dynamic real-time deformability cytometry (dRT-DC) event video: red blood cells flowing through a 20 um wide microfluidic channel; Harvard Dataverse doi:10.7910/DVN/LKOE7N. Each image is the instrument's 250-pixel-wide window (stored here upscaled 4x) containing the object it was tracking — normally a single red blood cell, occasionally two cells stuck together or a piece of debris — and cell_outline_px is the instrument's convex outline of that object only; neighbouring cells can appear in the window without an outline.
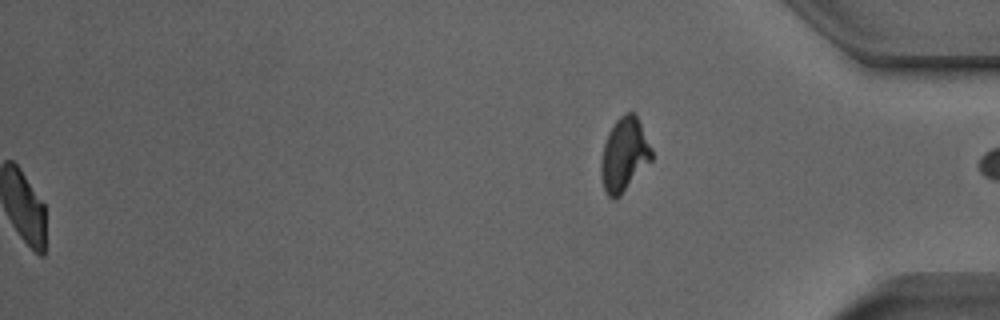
{"species": "Egyptian fruit bat (a non-hibernating species)", "species_latin": "Rousettus aegyptiacus", "temperature_condition": "room temperature", "stored_images_in_passage": 49, "segment_of_instrument_passage": [2, 2], "camera_frame_rate_fps": 3000, "um_per_image_px": 0.085, "animal": {"sex": "male"}, "frame": {"image": 1, "passage_image": 49, "time_ms": 16.0, "image_size_px": [1000, 320], "cell_outline_px": [[652, 160], [620, 196], [616, 200], [612, 200], [604, 192], [600, 172], [600, 168], [604, 144], [608, 132], [616, 120], [624, 112], [632, 112], [636, 116], [652, 148]], "centroid_in_image_um": [53.04, 13.18], "position_along_channel_um": 382.2, "area_um2": 21.73}}